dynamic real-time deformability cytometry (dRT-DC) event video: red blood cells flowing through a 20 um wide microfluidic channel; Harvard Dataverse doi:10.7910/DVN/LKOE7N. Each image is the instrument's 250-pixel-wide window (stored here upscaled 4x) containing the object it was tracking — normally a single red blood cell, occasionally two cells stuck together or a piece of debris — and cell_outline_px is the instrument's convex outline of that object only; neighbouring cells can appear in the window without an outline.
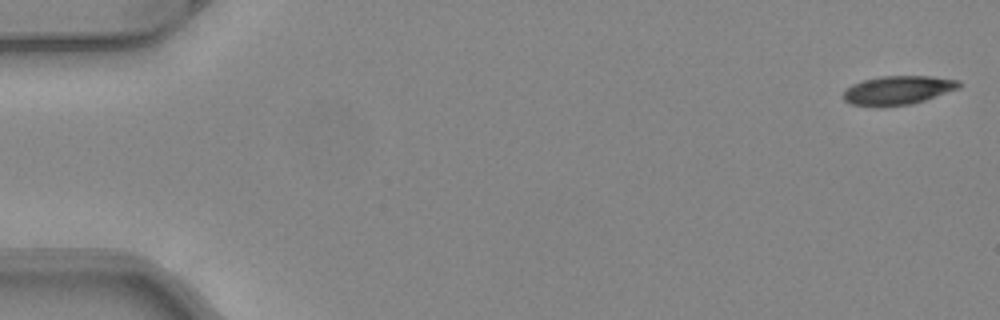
{"species": "common noctule bat (a hibernating species)", "species_latin": "Nyctalus noctula", "temperature_condition": "warm", "stored_images_in_passage": 50, "camera_frame_rate_fps": 3000, "um_per_image_px": 0.085, "animal": {"sex": "female", "body_mass_g": 24.6, "forearm_length_mm": 56.2}, "frame": {"image": 1, "passage_image": 1, "time_ms": 0.0, "image_size_px": [1000, 320], "cell_outline_px": [[960, 88], [912, 104], [880, 108], [876, 108], [852, 104], [844, 100], [844, 88], [852, 84], [864, 80], [880, 76], [932, 76], [960, 80]], "centroid_in_image_um": [76.29, 7.68], "position_along_channel_um": 8.7, "area_um2": 19.77}}
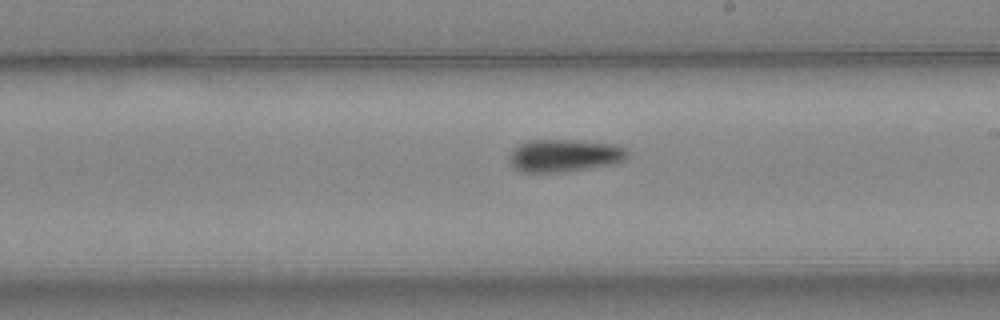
{"frame": {"image": 2, "passage_image": 29, "time_ms": 9.333, "image_size_px": [1000, 320], "cell_outline_px": [[628, 156], [624, 160], [612, 164], [568, 172], [520, 172], [512, 168], [508, 164], [508, 160], [512, 152], [520, 144], [528, 140], [576, 140], [612, 144], [624, 148], [628, 152]], "centroid_in_image_um": [47.93, 13.24], "position_along_channel_um": 241.1, "area_um2": 22.54}}
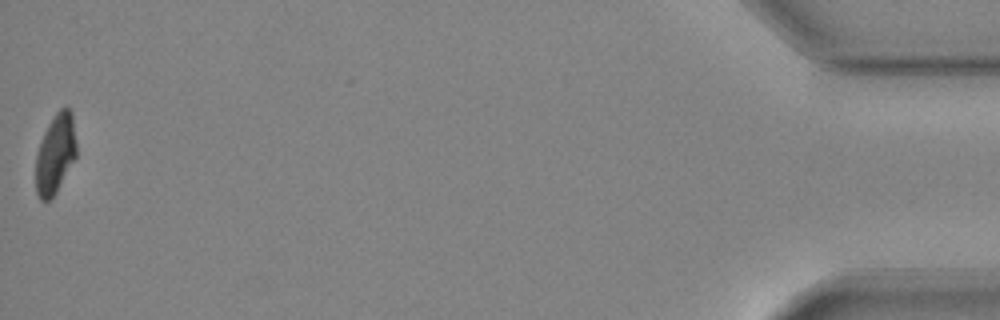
{"frame": {"image": 3, "passage_image": 50, "time_ms": 16.333, "image_size_px": [1000, 320], "cell_outline_px": [[76, 156], [52, 200], [40, 200], [36, 192], [36, 156], [40, 140], [48, 124], [56, 112], [64, 104], [72, 112], [76, 144]], "centroid_in_image_um": [4.7, 13.06], "position_along_channel_um": 430.5, "area_um2": 18.96}, "authors_computed_cell_mechanics": {"area_um2": 20.7791, "velocity_mm_per_s": 4.1016, "shape_relaxation_time_tau1_ms": 7.0, "shape_relaxation_time_tau2_ms": 7.8922, "deformation_change_tau1": 0.1727, "deformation_change_tau2": 0.1425}}